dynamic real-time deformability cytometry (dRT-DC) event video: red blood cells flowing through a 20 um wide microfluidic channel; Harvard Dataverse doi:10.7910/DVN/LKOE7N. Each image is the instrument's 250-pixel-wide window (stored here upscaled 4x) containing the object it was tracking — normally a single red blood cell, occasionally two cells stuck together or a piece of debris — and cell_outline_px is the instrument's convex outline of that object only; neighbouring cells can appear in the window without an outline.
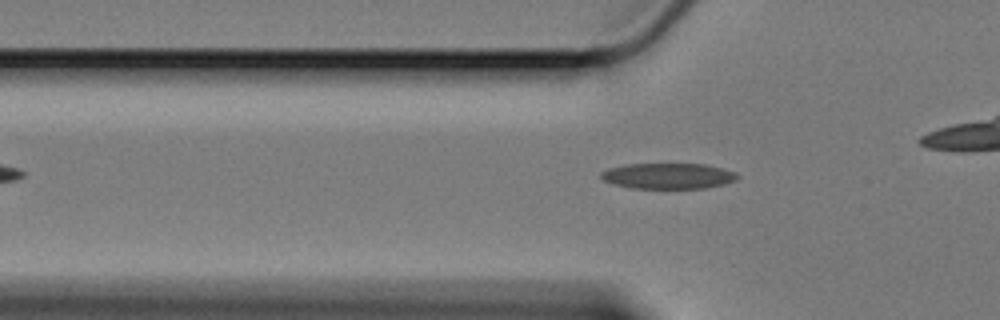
{"species": "Egyptian fruit bat (a non-hibernating species)", "species_latin": "Rousettus aegyptiacus", "temperature_condition": "cold", "stored_images_in_passage": 43, "camera_frame_rate_fps": 3000, "um_per_image_px": 0.085, "animal": {"sex": "female"}, "frame": {"image": 1, "passage_image": 14, "time_ms": 4.333, "image_size_px": [1000, 320], "cell_outline_px": [[740, 176], [736, 180], [724, 184], [704, 188], [632, 188], [616, 184], [604, 180], [600, 176], [600, 172], [608, 168], [624, 164], [704, 164], [736, 172]], "centroid_in_image_um": [56.79, 14.95], "position_along_channel_um": 69.0, "area_um2": 20.35}}
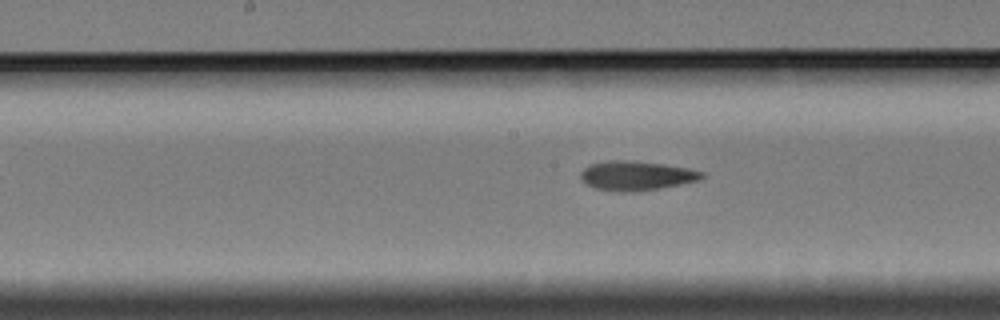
{"frame": {"image": 2, "passage_image": 25, "time_ms": 8.0, "image_size_px": [1000, 320], "cell_outline_px": [[704, 176], [700, 180], [660, 188], [632, 192], [624, 192], [592, 188], [584, 184], [580, 180], [580, 172], [588, 164], [608, 160], [632, 160], [664, 164], [688, 168], [704, 172]], "centroid_in_image_um": [54.03, 14.93], "position_along_channel_um": 194.2, "area_um2": 21.04}}
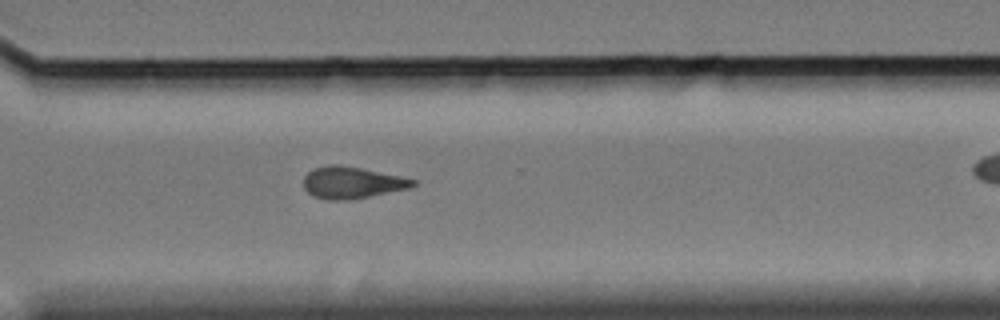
{"frame": {"image": 3, "passage_image": 38, "time_ms": 12.333, "image_size_px": [1000, 320], "cell_outline_px": [[416, 184], [408, 188], [348, 200], [328, 200], [312, 196], [304, 188], [304, 176], [308, 172], [316, 168], [328, 164], [340, 164], [400, 176], [416, 180]], "centroid_in_image_um": [29.87, 15.51], "position_along_channel_um": 340.7, "area_um2": 20.0}}